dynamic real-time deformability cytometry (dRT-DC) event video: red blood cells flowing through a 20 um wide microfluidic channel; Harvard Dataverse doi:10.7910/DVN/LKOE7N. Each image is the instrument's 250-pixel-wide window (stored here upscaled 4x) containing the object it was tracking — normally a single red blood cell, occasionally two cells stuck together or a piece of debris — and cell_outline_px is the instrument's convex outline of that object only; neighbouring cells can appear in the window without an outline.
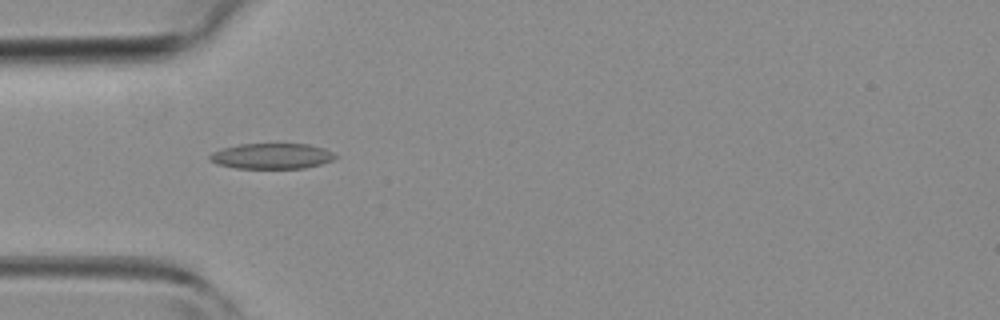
{"species": "common noctule bat (a hibernating species)", "species_latin": "Nyctalus noctula", "temperature_condition": "room temperature", "stored_images_in_passage": 4, "camera_frame_rate_fps": 3000, "um_per_image_px": 0.085, "animal": {"sex": "female", "body_mass_g": 19.3, "forearm_length_mm": 54.1}, "frame": {"image": 1, "passage_image": 3, "time_ms": 2.333, "image_size_px": [1000, 320], "cell_outline_px": [[340, 156], [332, 160], [320, 164], [304, 168], [236, 168], [216, 164], [208, 160], [208, 156], [212, 152], [224, 148], [240, 144], [308, 144], [324, 148]], "centroid_in_image_um": [23.09, 13.27], "position_along_channel_um": 61.9, "area_um2": 18.73}}